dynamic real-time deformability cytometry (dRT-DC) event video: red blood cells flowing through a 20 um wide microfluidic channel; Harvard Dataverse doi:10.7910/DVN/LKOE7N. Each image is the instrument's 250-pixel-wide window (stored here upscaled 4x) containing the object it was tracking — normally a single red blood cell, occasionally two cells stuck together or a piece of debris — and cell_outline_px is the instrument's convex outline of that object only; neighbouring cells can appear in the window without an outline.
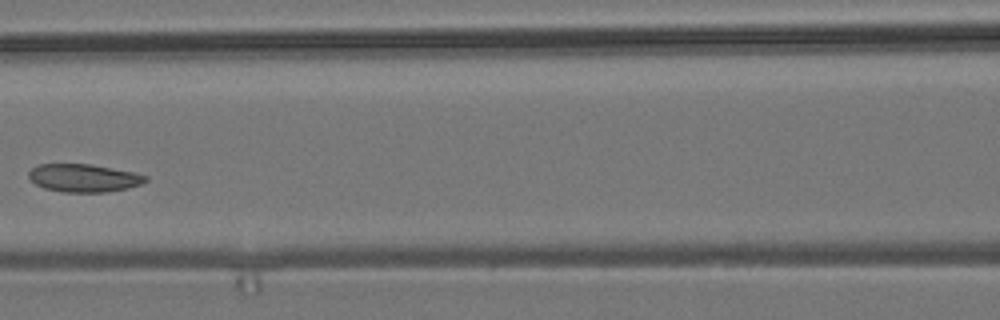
{"species": "common noctule bat (a hibernating species)", "species_latin": "Nyctalus noctula", "temperature_condition": "room temperature", "stored_images_in_passage": 5, "camera_frame_rate_fps": 3000, "um_per_image_px": 0.085, "animal": {"sex": "male", "body_mass_g": 19.2, "forearm_length_mm": 51.8}, "frame": {"image": 1, "passage_image": 5, "time_ms": 4.667, "image_size_px": [1000, 320], "cell_outline_px": [[148, 180], [140, 184], [128, 188], [108, 192], [60, 192], [44, 188], [36, 184], [28, 176], [28, 172], [32, 168], [40, 164], [92, 164], [136, 172], [148, 176]], "centroid_in_image_um": [7.15, 15.13], "position_along_channel_um": 159.5, "area_um2": 19.19}}